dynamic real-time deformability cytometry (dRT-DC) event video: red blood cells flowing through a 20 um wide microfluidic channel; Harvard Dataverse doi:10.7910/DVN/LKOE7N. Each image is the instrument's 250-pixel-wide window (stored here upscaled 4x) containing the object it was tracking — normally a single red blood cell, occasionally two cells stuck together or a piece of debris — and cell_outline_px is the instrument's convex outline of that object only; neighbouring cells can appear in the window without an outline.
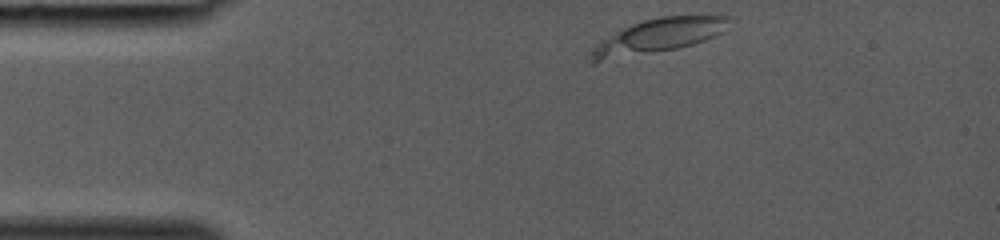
{"species": "common noctule bat (a hibernating species)", "species_latin": "Nyctalus noctula", "temperature_condition": "room temperature", "stored_images_in_passage": 26, "camera_frame_rate_fps": 3000, "um_per_image_px": 0.085, "animal": {"sex": "female", "body_mass_g": 19.0, "forearm_length_mm": 53.3}, "frame": {"image": 1, "passage_image": 1, "time_ms": 0.0, "image_size_px": [1000, 240], "cell_outline_px": [[728, 20], [724, 32], [704, 40], [692, 44], [676, 48], [596, 64], [592, 64], [592, 48], [596, 44], [616, 32], [632, 24], [644, 20], [660, 16], [720, 12], [728, 16]], "centroid_in_image_um": [56.02, 3.03], "position_along_channel_um": 29.0, "area_um2": 28.21}}
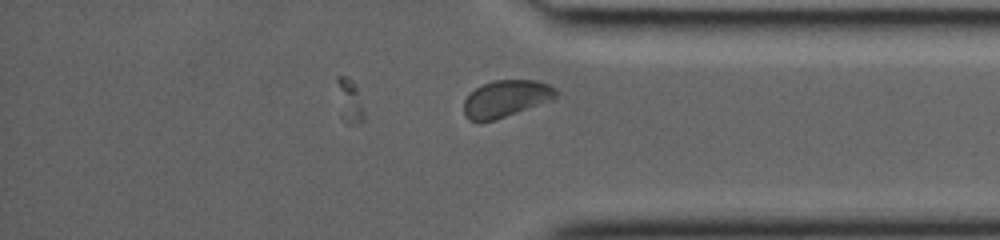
{"frame": {"image": 2, "passage_image": 26, "time_ms": 8.333, "image_size_px": [1000, 240], "cell_outline_px": [[556, 96], [552, 100], [480, 124], [468, 120], [464, 116], [464, 100], [476, 88], [492, 80], [536, 80], [548, 84], [556, 88]], "centroid_in_image_um": [42.97, 8.39], "position_along_channel_um": 392.2, "area_um2": 19.71}}